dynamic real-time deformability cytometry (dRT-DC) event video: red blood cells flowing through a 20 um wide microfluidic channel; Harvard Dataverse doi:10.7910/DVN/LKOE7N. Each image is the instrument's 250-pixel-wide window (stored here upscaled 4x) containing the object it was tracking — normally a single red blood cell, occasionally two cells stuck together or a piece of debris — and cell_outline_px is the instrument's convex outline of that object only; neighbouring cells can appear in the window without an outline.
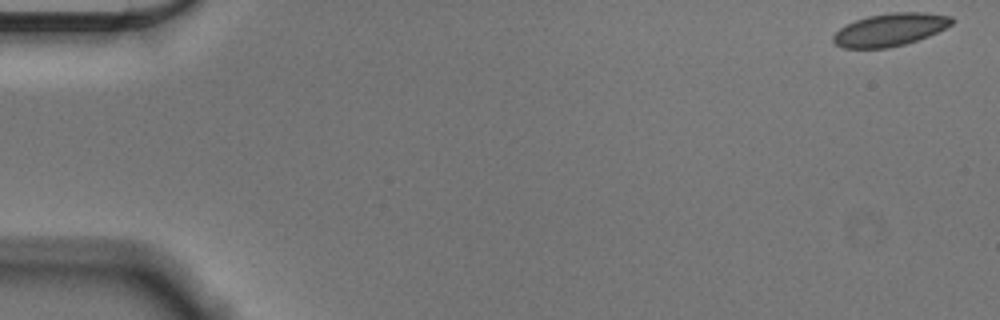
{"species": "Egyptian fruit bat (a non-hibernating species)", "species_latin": "Rousettus aegyptiacus", "temperature_condition": "cold", "stored_images_in_passage": 55, "camera_frame_rate_fps": 3000, "um_per_image_px": 0.085, "animal": {"sex": "male"}, "frame": {"image": 1, "passage_image": 1, "time_ms": 0.0, "image_size_px": [1000, 320], "cell_outline_px": [[956, 20], [952, 24], [928, 36], [904, 44], [888, 48], [844, 48], [836, 44], [832, 40], [832, 36], [840, 28], [856, 20], [868, 16], [892, 12], [924, 12], [952, 16]], "centroid_in_image_um": [75.67, 2.51], "position_along_channel_um": 9.3, "area_um2": 22.48}}
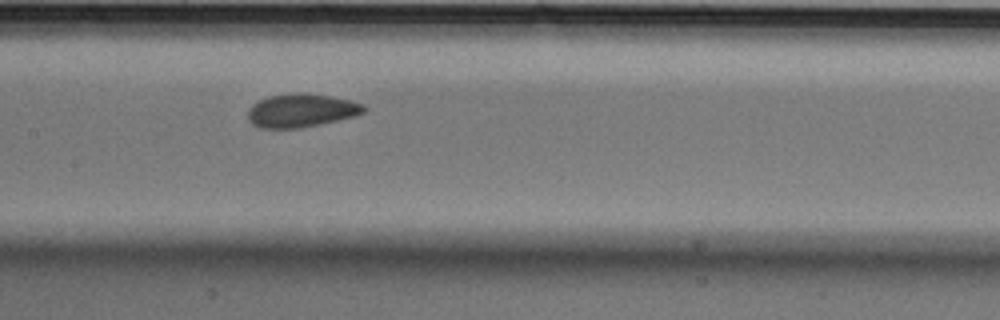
{"frame": {"image": 2, "passage_image": 27, "time_ms": 8.667, "image_size_px": [1000, 320], "cell_outline_px": [[368, 108], [364, 112], [356, 116], [320, 124], [300, 128], [260, 128], [252, 124], [248, 120], [248, 108], [252, 104], [268, 96], [296, 92], [304, 92], [332, 96], [352, 100], [364, 104]], "centroid_in_image_um": [25.63, 9.38], "position_along_channel_um": 181.8, "area_um2": 22.95}}
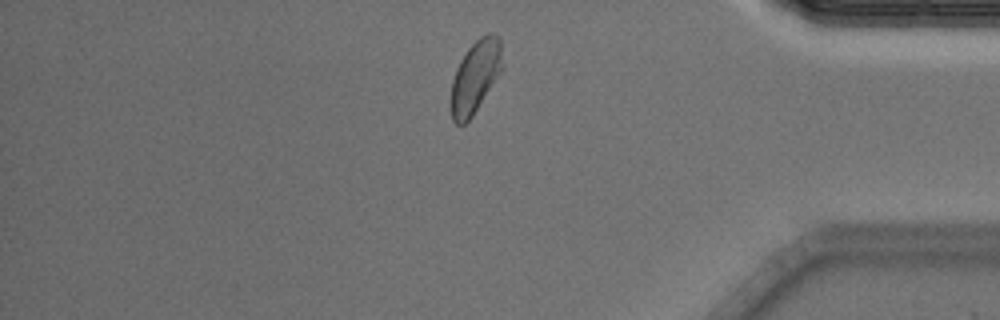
{"frame": {"image": 3, "passage_image": 47, "time_ms": 15.333, "image_size_px": [1000, 320], "cell_outline_px": [[500, 72], [472, 116], [464, 124], [456, 124], [452, 120], [452, 80], [456, 68], [460, 60], [468, 48], [480, 36], [488, 32], [496, 32], [500, 36]], "centroid_in_image_um": [40.38, 6.47], "position_along_channel_um": 394.8, "area_um2": 21.1}, "authors_computed_cell_mechanics": {"area_um2": 22.4842, "velocity_mm_per_s": 3.5792, "shape_relaxation_time_tau1_ms": 3.2093, "shape_relaxation_time_tau2_ms": 1.1359, "deformation_change_tau1": 0.0837, "deformation_change_tau2": 0.0578}}